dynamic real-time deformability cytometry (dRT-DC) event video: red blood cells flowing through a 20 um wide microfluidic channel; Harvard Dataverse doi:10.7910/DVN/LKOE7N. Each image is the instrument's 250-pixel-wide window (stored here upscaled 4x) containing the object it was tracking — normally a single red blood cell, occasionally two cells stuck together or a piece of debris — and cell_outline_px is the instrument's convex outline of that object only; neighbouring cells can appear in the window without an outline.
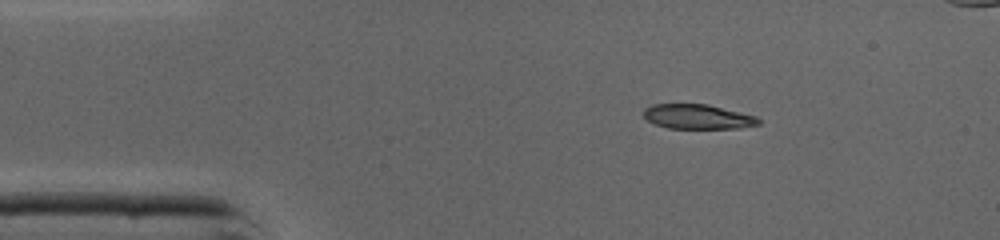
{"species": "common noctule bat (a hibernating species)", "species_latin": "Nyctalus noctula", "temperature_condition": "cold", "stored_images_in_passage": 40, "camera_frame_rate_fps": 3000, "um_per_image_px": 0.085, "animal": {"sex": "male", "body_mass_g": 19.0, "forearm_length_mm": 50.8}, "frame": {"image": 1, "passage_image": 1, "time_ms": 0.0, "image_size_px": [1000, 240], "cell_outline_px": [[760, 124], [740, 128], [668, 128], [656, 124], [648, 120], [644, 116], [644, 108], [652, 104], [708, 104], [756, 116], [760, 120]], "centroid_in_image_um": [59.31, 9.91], "position_along_channel_um": 25.7, "area_um2": 16.42}}
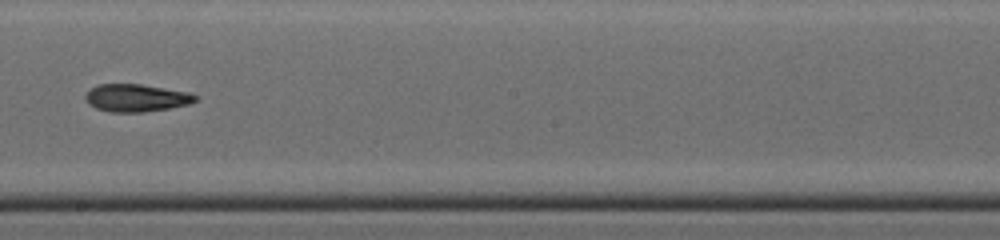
{"frame": {"image": 2, "passage_image": 19, "time_ms": 6.0, "image_size_px": [1000, 240], "cell_outline_px": [[200, 96], [192, 104], [144, 112], [112, 112], [96, 108], [88, 104], [84, 96], [92, 88], [100, 84], [140, 84], [188, 92]], "centroid_in_image_um": [11.61, 8.32], "position_along_channel_um": 236.6, "area_um2": 17.63}}
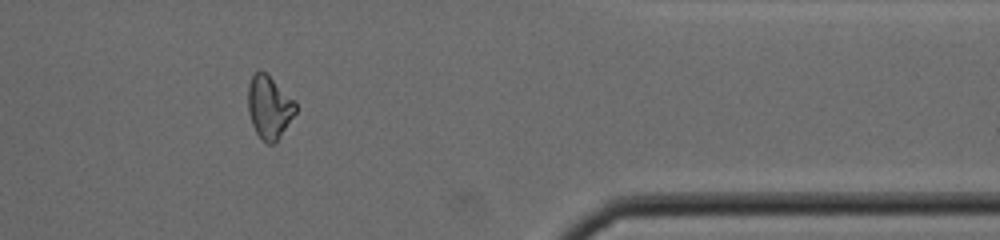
{"frame": {"image": 3, "passage_image": 31, "time_ms": 10.0, "image_size_px": [1000, 240], "cell_outline_px": [[296, 112], [276, 140], [272, 144], [268, 144], [256, 132], [252, 124], [248, 112], [248, 84], [252, 76], [260, 68], [296, 100]], "centroid_in_image_um": [22.87, 9.06], "position_along_channel_um": 388.5, "area_um2": 17.22}, "authors_computed_cell_mechanics": {"area_um2": 17.8602, "velocity_mm_per_s": 4.3915, "shape_relaxation_time_tau1_ms": 3.23, "shape_relaxation_time_tau2_ms": null, "deformation_change_tau1": 0.1162, "deformation_change_tau2": null}}